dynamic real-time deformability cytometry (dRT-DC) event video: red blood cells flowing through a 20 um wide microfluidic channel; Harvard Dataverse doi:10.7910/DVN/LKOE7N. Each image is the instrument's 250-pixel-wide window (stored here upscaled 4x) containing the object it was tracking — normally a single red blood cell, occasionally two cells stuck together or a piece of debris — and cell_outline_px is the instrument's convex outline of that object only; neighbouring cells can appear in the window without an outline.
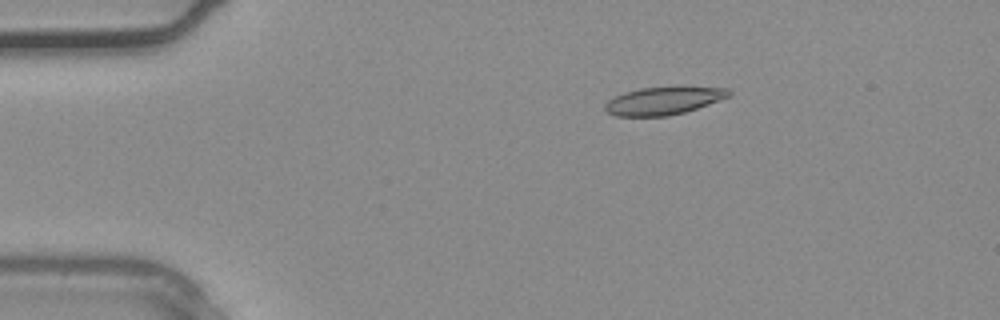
{"species": "common noctule bat (a hibernating species)", "species_latin": "Nyctalus noctula", "temperature_condition": "warm", "stored_images_in_passage": 31, "camera_frame_rate_fps": 3000, "um_per_image_px": 0.085, "animal": {"sex": "male", "body_mass_g": 20.4}, "frame": {"image": 1, "passage_image": 1, "time_ms": 0.0, "image_size_px": [1000, 320], "cell_outline_px": [[732, 92], [728, 96], [708, 104], [684, 112], [668, 116], [616, 116], [608, 112], [604, 108], [604, 104], [608, 100], [624, 92], [640, 88], [676, 84], [728, 88]], "centroid_in_image_um": [56.42, 8.51], "position_along_channel_um": 28.6, "area_um2": 20.69}}
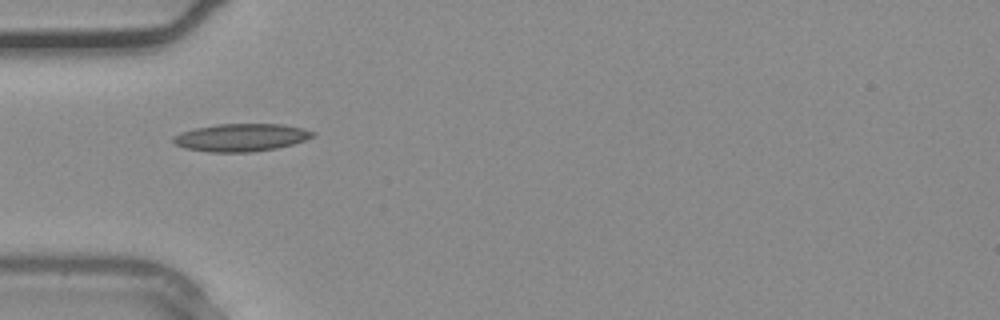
{"frame": {"image": 2, "passage_image": 6, "time_ms": 1.667, "image_size_px": [1000, 320], "cell_outline_px": [[316, 136], [292, 144], [276, 148], [252, 152], [208, 152], [184, 148], [176, 144], [172, 140], [172, 136], [180, 132], [196, 128], [220, 124], [284, 124], [304, 128], [316, 132]], "centroid_in_image_um": [20.51, 11.68], "position_along_channel_um": 64.5, "area_um2": 22.6}}
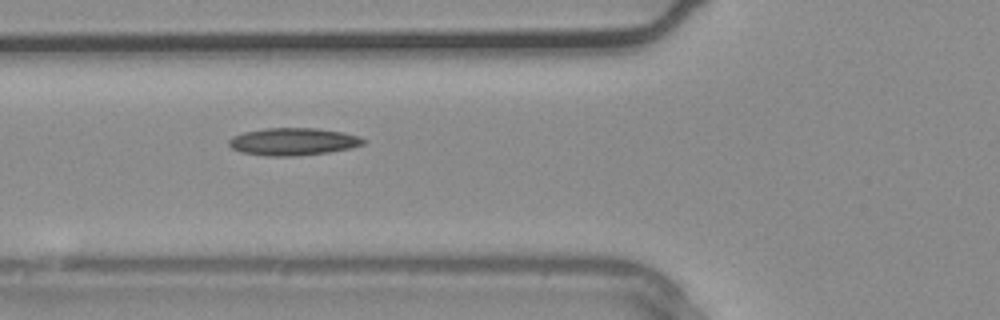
{"frame": {"image": 3, "passage_image": 8, "time_ms": 2.333, "image_size_px": [1000, 320], "cell_outline_px": [[368, 140], [364, 144], [352, 148], [328, 152], [296, 156], [268, 156], [240, 152], [232, 148], [228, 144], [228, 140], [232, 136], [244, 132], [268, 128], [316, 128], [344, 132], [360, 136]], "centroid_in_image_um": [24.95, 12.04], "position_along_channel_um": 100.9, "area_um2": 21.68}}